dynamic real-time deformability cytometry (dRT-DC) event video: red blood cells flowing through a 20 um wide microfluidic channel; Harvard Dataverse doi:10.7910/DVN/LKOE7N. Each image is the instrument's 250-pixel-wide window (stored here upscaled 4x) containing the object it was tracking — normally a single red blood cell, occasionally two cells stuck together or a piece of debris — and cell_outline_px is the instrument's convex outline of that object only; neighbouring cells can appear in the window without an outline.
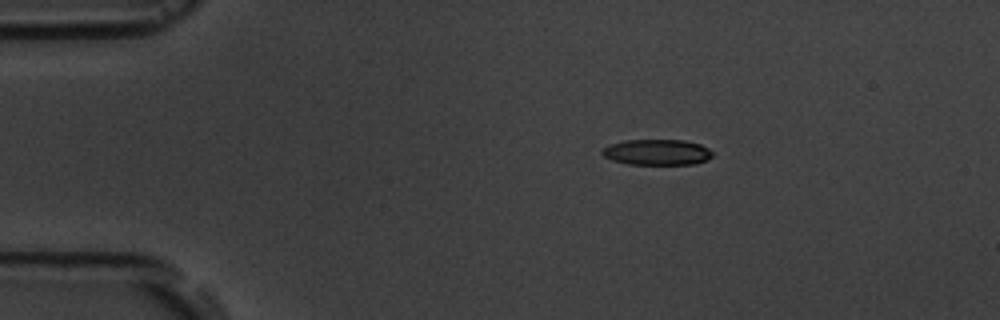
{"species": "common noctule bat (a hibernating species)", "species_latin": "Nyctalus noctula", "temperature_condition": "room temperature", "stored_images_in_passage": 6, "camera_frame_rate_fps": 3000, "um_per_image_px": 0.085, "animal": {"sex": "male", "body_mass_g": 19.5, "forearm_length_mm": 54.6}, "frame": {"image": 1, "passage_image": 3, "time_ms": 2.333, "image_size_px": [1000, 320], "cell_outline_px": [[712, 156], [708, 160], [696, 164], [628, 164], [612, 160], [604, 156], [600, 152], [608, 144], [624, 140], [684, 140], [700, 144], [708, 148], [712, 152]], "centroid_in_image_um": [55.84, 12.93], "position_along_channel_um": 29.2, "area_um2": 16.65}}
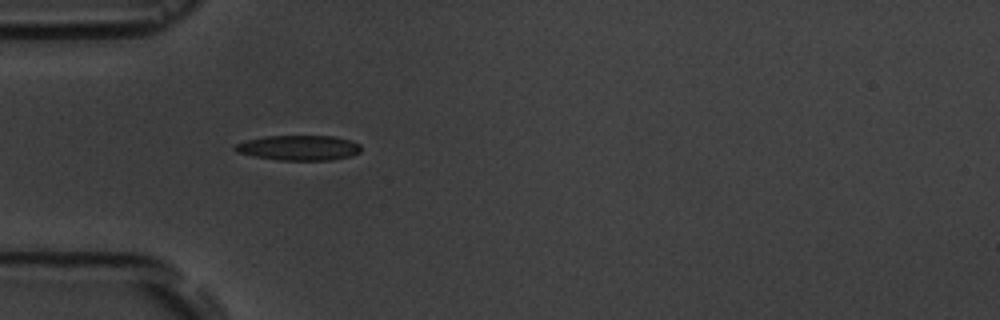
{"frame": {"image": 2, "passage_image": 5, "time_ms": 4.667, "image_size_px": [1000, 320], "cell_outline_px": [[360, 152], [348, 156], [332, 160], [280, 160], [256, 156], [236, 152], [232, 148], [236, 144], [248, 140], [264, 136], [332, 136], [352, 140], [360, 144]], "centroid_in_image_um": [25.41, 12.56], "position_along_channel_um": 59.6, "area_um2": 18.26}}
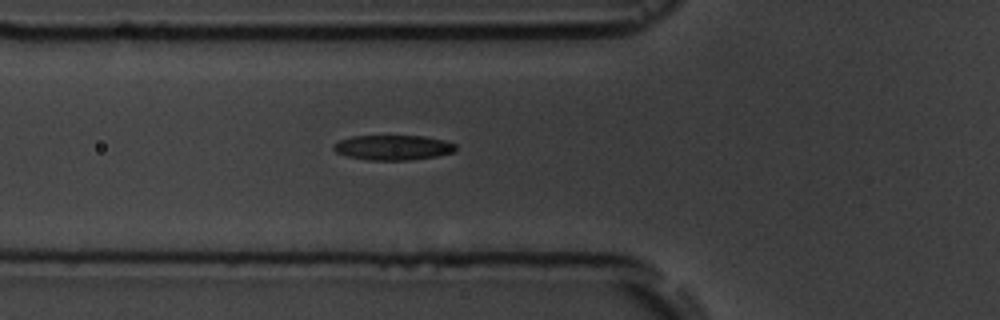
{"frame": {"image": 3, "passage_image": 6, "time_ms": 5.667, "image_size_px": [1000, 320], "cell_outline_px": [[456, 152], [436, 156], [408, 160], [368, 160], [348, 156], [336, 152], [332, 148], [332, 144], [340, 140], [352, 136], [424, 136], [444, 140], [456, 144]], "centroid_in_image_um": [33.41, 12.54], "position_along_channel_um": 92.4, "area_um2": 17.8}}